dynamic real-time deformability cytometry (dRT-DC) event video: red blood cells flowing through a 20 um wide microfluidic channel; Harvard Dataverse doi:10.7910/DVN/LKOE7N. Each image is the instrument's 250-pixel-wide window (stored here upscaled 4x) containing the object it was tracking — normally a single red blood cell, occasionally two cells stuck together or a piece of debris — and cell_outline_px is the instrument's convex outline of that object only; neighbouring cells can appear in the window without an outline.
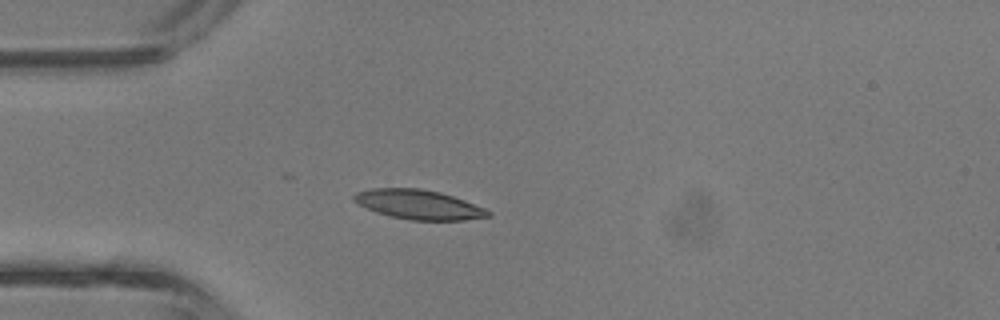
{"species": "common noctule bat (a hibernating species)", "species_latin": "Nyctalus noctula", "temperature_condition": "room temperature", "stored_images_in_passage": 29, "camera_frame_rate_fps": 3000, "um_per_image_px": 0.085, "animal": {"sex": "male", "body_mass_g": 13.3}, "frame": {"image": 1, "passage_image": 11, "time_ms": 3.333, "image_size_px": [1000, 320], "cell_outline_px": [[492, 216], [464, 220], [412, 220], [392, 216], [376, 212], [352, 200], [352, 196], [356, 192], [372, 188], [420, 188], [440, 192], [464, 200], [484, 208], [492, 212]], "centroid_in_image_um": [35.6, 17.38], "position_along_channel_um": 49.4, "area_um2": 22.89}}
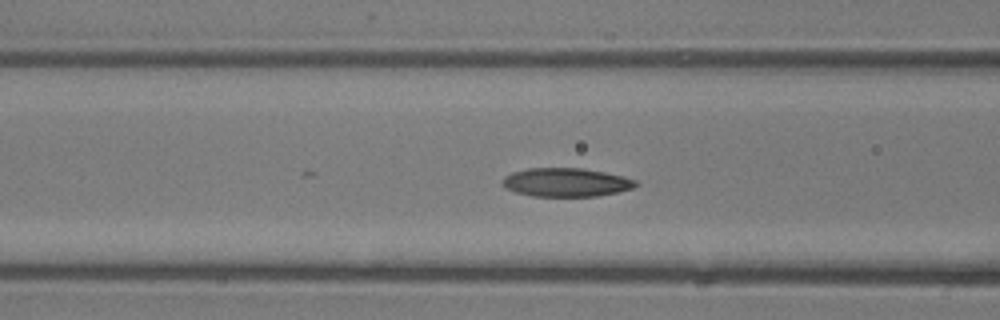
{"frame": {"image": 2, "passage_image": 16, "time_ms": 5.0, "image_size_px": [1000, 320], "cell_outline_px": [[640, 184], [632, 188], [616, 192], [596, 196], [532, 196], [516, 192], [504, 188], [500, 180], [504, 176], [512, 172], [528, 168], [584, 168], [624, 176], [636, 180]], "centroid_in_image_um": [48.09, 15.49], "position_along_channel_um": 118.5, "area_um2": 22.37}}
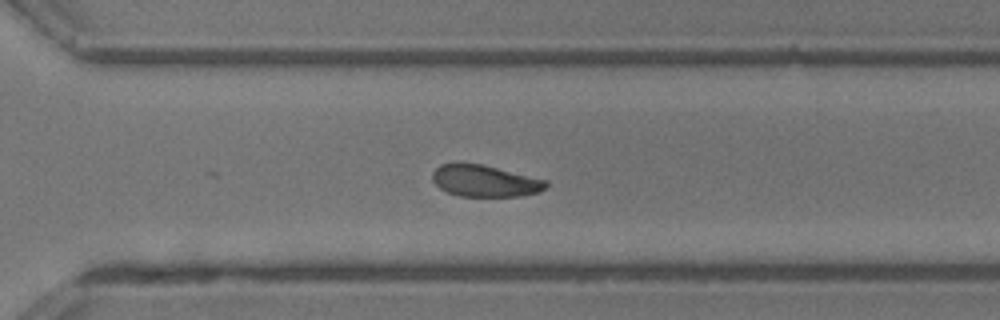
{"frame": {"image": 3, "passage_image": 29, "time_ms": 9.333, "image_size_px": [1000, 320], "cell_outline_px": [[548, 184], [540, 192], [520, 196], [460, 196], [448, 192], [440, 188], [432, 180], [432, 172], [440, 164], [480, 164], [548, 180]], "centroid_in_image_um": [41.23, 15.39], "position_along_channel_um": 329.4, "area_um2": 20.69}}